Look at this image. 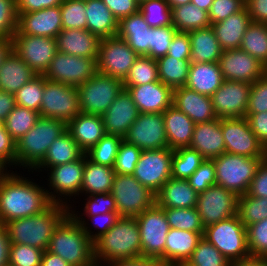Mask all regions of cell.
Returning <instances> with one entry per match:
<instances>
[{
	"mask_svg": "<svg viewBox=\"0 0 267 266\" xmlns=\"http://www.w3.org/2000/svg\"><path fill=\"white\" fill-rule=\"evenodd\" d=\"M44 190L24 177L7 172L0 178V224L39 214L52 202L63 204V200Z\"/></svg>",
	"mask_w": 267,
	"mask_h": 266,
	"instance_id": "6da1fadb",
	"label": "cell"
},
{
	"mask_svg": "<svg viewBox=\"0 0 267 266\" xmlns=\"http://www.w3.org/2000/svg\"><path fill=\"white\" fill-rule=\"evenodd\" d=\"M68 205L51 203L41 213L4 224L10 243L25 244L43 251L60 222L70 213Z\"/></svg>",
	"mask_w": 267,
	"mask_h": 266,
	"instance_id": "7a4b0ae2",
	"label": "cell"
},
{
	"mask_svg": "<svg viewBox=\"0 0 267 266\" xmlns=\"http://www.w3.org/2000/svg\"><path fill=\"white\" fill-rule=\"evenodd\" d=\"M93 246L97 264L101 260L111 262L142 257L141 236L136 218L120 217L114 226L93 242Z\"/></svg>",
	"mask_w": 267,
	"mask_h": 266,
	"instance_id": "3957f363",
	"label": "cell"
},
{
	"mask_svg": "<svg viewBox=\"0 0 267 266\" xmlns=\"http://www.w3.org/2000/svg\"><path fill=\"white\" fill-rule=\"evenodd\" d=\"M47 251L60 256L70 266H92L96 263L93 241L70 213L55 229Z\"/></svg>",
	"mask_w": 267,
	"mask_h": 266,
	"instance_id": "277c9868",
	"label": "cell"
},
{
	"mask_svg": "<svg viewBox=\"0 0 267 266\" xmlns=\"http://www.w3.org/2000/svg\"><path fill=\"white\" fill-rule=\"evenodd\" d=\"M66 129L67 124L63 120L40 116L37 123L15 142V164L35 168L44 159L53 141Z\"/></svg>",
	"mask_w": 267,
	"mask_h": 266,
	"instance_id": "5b68a950",
	"label": "cell"
},
{
	"mask_svg": "<svg viewBox=\"0 0 267 266\" xmlns=\"http://www.w3.org/2000/svg\"><path fill=\"white\" fill-rule=\"evenodd\" d=\"M263 159L265 158L223 153L212 159L215 165L216 184L238 197L245 195Z\"/></svg>",
	"mask_w": 267,
	"mask_h": 266,
	"instance_id": "8992f818",
	"label": "cell"
},
{
	"mask_svg": "<svg viewBox=\"0 0 267 266\" xmlns=\"http://www.w3.org/2000/svg\"><path fill=\"white\" fill-rule=\"evenodd\" d=\"M203 237L231 263L249 258L246 227L238 215L204 228Z\"/></svg>",
	"mask_w": 267,
	"mask_h": 266,
	"instance_id": "52a82bcc",
	"label": "cell"
},
{
	"mask_svg": "<svg viewBox=\"0 0 267 266\" xmlns=\"http://www.w3.org/2000/svg\"><path fill=\"white\" fill-rule=\"evenodd\" d=\"M111 194L120 217H134L156 203L155 194L133 175L115 173Z\"/></svg>",
	"mask_w": 267,
	"mask_h": 266,
	"instance_id": "ba28073f",
	"label": "cell"
},
{
	"mask_svg": "<svg viewBox=\"0 0 267 266\" xmlns=\"http://www.w3.org/2000/svg\"><path fill=\"white\" fill-rule=\"evenodd\" d=\"M123 88L120 79L95 73L77 87L81 113L102 116Z\"/></svg>",
	"mask_w": 267,
	"mask_h": 266,
	"instance_id": "9c48e42d",
	"label": "cell"
},
{
	"mask_svg": "<svg viewBox=\"0 0 267 266\" xmlns=\"http://www.w3.org/2000/svg\"><path fill=\"white\" fill-rule=\"evenodd\" d=\"M142 246V256L159 258L165 263V244L170 226L164 209L156 203L136 217Z\"/></svg>",
	"mask_w": 267,
	"mask_h": 266,
	"instance_id": "30bf717a",
	"label": "cell"
},
{
	"mask_svg": "<svg viewBox=\"0 0 267 266\" xmlns=\"http://www.w3.org/2000/svg\"><path fill=\"white\" fill-rule=\"evenodd\" d=\"M39 113L67 124L81 113L77 87L46 80Z\"/></svg>",
	"mask_w": 267,
	"mask_h": 266,
	"instance_id": "8fae6325",
	"label": "cell"
},
{
	"mask_svg": "<svg viewBox=\"0 0 267 266\" xmlns=\"http://www.w3.org/2000/svg\"><path fill=\"white\" fill-rule=\"evenodd\" d=\"M138 57L124 39L118 36L103 38L96 61L97 72L123 82Z\"/></svg>",
	"mask_w": 267,
	"mask_h": 266,
	"instance_id": "7c38bea8",
	"label": "cell"
},
{
	"mask_svg": "<svg viewBox=\"0 0 267 266\" xmlns=\"http://www.w3.org/2000/svg\"><path fill=\"white\" fill-rule=\"evenodd\" d=\"M95 73H97L95 59L68 55L57 51L43 76L48 81L78 87Z\"/></svg>",
	"mask_w": 267,
	"mask_h": 266,
	"instance_id": "4fadbf2b",
	"label": "cell"
},
{
	"mask_svg": "<svg viewBox=\"0 0 267 266\" xmlns=\"http://www.w3.org/2000/svg\"><path fill=\"white\" fill-rule=\"evenodd\" d=\"M173 153L174 150L169 147L158 150H143L132 175L156 195L172 177Z\"/></svg>",
	"mask_w": 267,
	"mask_h": 266,
	"instance_id": "5bb4252c",
	"label": "cell"
},
{
	"mask_svg": "<svg viewBox=\"0 0 267 266\" xmlns=\"http://www.w3.org/2000/svg\"><path fill=\"white\" fill-rule=\"evenodd\" d=\"M225 152L250 158H266V148L253 133L245 117L222 118Z\"/></svg>",
	"mask_w": 267,
	"mask_h": 266,
	"instance_id": "9a60e30c",
	"label": "cell"
},
{
	"mask_svg": "<svg viewBox=\"0 0 267 266\" xmlns=\"http://www.w3.org/2000/svg\"><path fill=\"white\" fill-rule=\"evenodd\" d=\"M12 50L37 74L43 75L57 53L56 38L14 33Z\"/></svg>",
	"mask_w": 267,
	"mask_h": 266,
	"instance_id": "2e32d148",
	"label": "cell"
},
{
	"mask_svg": "<svg viewBox=\"0 0 267 266\" xmlns=\"http://www.w3.org/2000/svg\"><path fill=\"white\" fill-rule=\"evenodd\" d=\"M238 196L220 185L198 193L196 209L204 227L237 215Z\"/></svg>",
	"mask_w": 267,
	"mask_h": 266,
	"instance_id": "e0dca14e",
	"label": "cell"
},
{
	"mask_svg": "<svg viewBox=\"0 0 267 266\" xmlns=\"http://www.w3.org/2000/svg\"><path fill=\"white\" fill-rule=\"evenodd\" d=\"M123 139L142 151L168 148L163 113H140Z\"/></svg>",
	"mask_w": 267,
	"mask_h": 266,
	"instance_id": "ac0fdd59",
	"label": "cell"
},
{
	"mask_svg": "<svg viewBox=\"0 0 267 266\" xmlns=\"http://www.w3.org/2000/svg\"><path fill=\"white\" fill-rule=\"evenodd\" d=\"M218 64L224 80L252 84L267 72L263 63L240 48L223 50Z\"/></svg>",
	"mask_w": 267,
	"mask_h": 266,
	"instance_id": "d6986e66",
	"label": "cell"
},
{
	"mask_svg": "<svg viewBox=\"0 0 267 266\" xmlns=\"http://www.w3.org/2000/svg\"><path fill=\"white\" fill-rule=\"evenodd\" d=\"M251 84L224 80L221 87L211 96L216 116L222 118L245 117Z\"/></svg>",
	"mask_w": 267,
	"mask_h": 266,
	"instance_id": "ffe728a7",
	"label": "cell"
},
{
	"mask_svg": "<svg viewBox=\"0 0 267 266\" xmlns=\"http://www.w3.org/2000/svg\"><path fill=\"white\" fill-rule=\"evenodd\" d=\"M18 22L15 33L56 38L62 30L60 5L30 13H17Z\"/></svg>",
	"mask_w": 267,
	"mask_h": 266,
	"instance_id": "44dd1931",
	"label": "cell"
},
{
	"mask_svg": "<svg viewBox=\"0 0 267 266\" xmlns=\"http://www.w3.org/2000/svg\"><path fill=\"white\" fill-rule=\"evenodd\" d=\"M139 115L140 111L134 104L130 93L123 88L101 116L106 134L118 135L123 138Z\"/></svg>",
	"mask_w": 267,
	"mask_h": 266,
	"instance_id": "7402d4cb",
	"label": "cell"
},
{
	"mask_svg": "<svg viewBox=\"0 0 267 266\" xmlns=\"http://www.w3.org/2000/svg\"><path fill=\"white\" fill-rule=\"evenodd\" d=\"M124 88L130 93L140 113H163L173 105V89L161 81Z\"/></svg>",
	"mask_w": 267,
	"mask_h": 266,
	"instance_id": "603a6c76",
	"label": "cell"
},
{
	"mask_svg": "<svg viewBox=\"0 0 267 266\" xmlns=\"http://www.w3.org/2000/svg\"><path fill=\"white\" fill-rule=\"evenodd\" d=\"M173 105L195 124L218 119L211 96L200 94L186 86L173 90Z\"/></svg>",
	"mask_w": 267,
	"mask_h": 266,
	"instance_id": "cb8c5ba5",
	"label": "cell"
},
{
	"mask_svg": "<svg viewBox=\"0 0 267 266\" xmlns=\"http://www.w3.org/2000/svg\"><path fill=\"white\" fill-rule=\"evenodd\" d=\"M57 50L68 55L97 61L101 38L83 29H62L57 37Z\"/></svg>",
	"mask_w": 267,
	"mask_h": 266,
	"instance_id": "d4e9b609",
	"label": "cell"
},
{
	"mask_svg": "<svg viewBox=\"0 0 267 266\" xmlns=\"http://www.w3.org/2000/svg\"><path fill=\"white\" fill-rule=\"evenodd\" d=\"M190 148L197 150L204 159L212 160L225 153L221 119L195 124Z\"/></svg>",
	"mask_w": 267,
	"mask_h": 266,
	"instance_id": "484cf974",
	"label": "cell"
},
{
	"mask_svg": "<svg viewBox=\"0 0 267 266\" xmlns=\"http://www.w3.org/2000/svg\"><path fill=\"white\" fill-rule=\"evenodd\" d=\"M252 23L249 11L245 6L241 11L226 19L211 24L222 50L239 49L243 36Z\"/></svg>",
	"mask_w": 267,
	"mask_h": 266,
	"instance_id": "4316f807",
	"label": "cell"
},
{
	"mask_svg": "<svg viewBox=\"0 0 267 266\" xmlns=\"http://www.w3.org/2000/svg\"><path fill=\"white\" fill-rule=\"evenodd\" d=\"M86 154L81 158L65 164H60L51 167L49 181L52 190L59 195L79 194L81 190L84 168H85Z\"/></svg>",
	"mask_w": 267,
	"mask_h": 266,
	"instance_id": "83f0119b",
	"label": "cell"
},
{
	"mask_svg": "<svg viewBox=\"0 0 267 266\" xmlns=\"http://www.w3.org/2000/svg\"><path fill=\"white\" fill-rule=\"evenodd\" d=\"M66 130L85 153L106 134L102 117L86 113L69 121Z\"/></svg>",
	"mask_w": 267,
	"mask_h": 266,
	"instance_id": "f1b7e54d",
	"label": "cell"
},
{
	"mask_svg": "<svg viewBox=\"0 0 267 266\" xmlns=\"http://www.w3.org/2000/svg\"><path fill=\"white\" fill-rule=\"evenodd\" d=\"M117 36L139 56L149 54L150 26L140 11L119 20Z\"/></svg>",
	"mask_w": 267,
	"mask_h": 266,
	"instance_id": "f546056e",
	"label": "cell"
},
{
	"mask_svg": "<svg viewBox=\"0 0 267 266\" xmlns=\"http://www.w3.org/2000/svg\"><path fill=\"white\" fill-rule=\"evenodd\" d=\"M156 204L161 208L196 207L198 193L187 179L170 178L155 195Z\"/></svg>",
	"mask_w": 267,
	"mask_h": 266,
	"instance_id": "4dcf8cb0",
	"label": "cell"
},
{
	"mask_svg": "<svg viewBox=\"0 0 267 266\" xmlns=\"http://www.w3.org/2000/svg\"><path fill=\"white\" fill-rule=\"evenodd\" d=\"M165 132L170 149L189 147L195 123L174 105L163 112Z\"/></svg>",
	"mask_w": 267,
	"mask_h": 266,
	"instance_id": "1f68e13d",
	"label": "cell"
},
{
	"mask_svg": "<svg viewBox=\"0 0 267 266\" xmlns=\"http://www.w3.org/2000/svg\"><path fill=\"white\" fill-rule=\"evenodd\" d=\"M37 74L13 50L0 66V90L15 94Z\"/></svg>",
	"mask_w": 267,
	"mask_h": 266,
	"instance_id": "d6a6232c",
	"label": "cell"
},
{
	"mask_svg": "<svg viewBox=\"0 0 267 266\" xmlns=\"http://www.w3.org/2000/svg\"><path fill=\"white\" fill-rule=\"evenodd\" d=\"M86 29L101 39L117 36L119 20L102 0H86Z\"/></svg>",
	"mask_w": 267,
	"mask_h": 266,
	"instance_id": "836d02e7",
	"label": "cell"
},
{
	"mask_svg": "<svg viewBox=\"0 0 267 266\" xmlns=\"http://www.w3.org/2000/svg\"><path fill=\"white\" fill-rule=\"evenodd\" d=\"M224 79L218 62L191 63L186 87L200 94L212 96Z\"/></svg>",
	"mask_w": 267,
	"mask_h": 266,
	"instance_id": "e575fe53",
	"label": "cell"
},
{
	"mask_svg": "<svg viewBox=\"0 0 267 266\" xmlns=\"http://www.w3.org/2000/svg\"><path fill=\"white\" fill-rule=\"evenodd\" d=\"M191 45V63L218 62L222 54L219 41L211 26L188 32Z\"/></svg>",
	"mask_w": 267,
	"mask_h": 266,
	"instance_id": "d590c367",
	"label": "cell"
},
{
	"mask_svg": "<svg viewBox=\"0 0 267 266\" xmlns=\"http://www.w3.org/2000/svg\"><path fill=\"white\" fill-rule=\"evenodd\" d=\"M201 238L202 236L196 232L170 228L165 244V264L172 266L187 261Z\"/></svg>",
	"mask_w": 267,
	"mask_h": 266,
	"instance_id": "8d00e7d4",
	"label": "cell"
},
{
	"mask_svg": "<svg viewBox=\"0 0 267 266\" xmlns=\"http://www.w3.org/2000/svg\"><path fill=\"white\" fill-rule=\"evenodd\" d=\"M85 152L66 130L56 138L47 150L44 159L35 167L51 168L60 164L70 163L81 158ZM44 166V167H43Z\"/></svg>",
	"mask_w": 267,
	"mask_h": 266,
	"instance_id": "74e56055",
	"label": "cell"
},
{
	"mask_svg": "<svg viewBox=\"0 0 267 266\" xmlns=\"http://www.w3.org/2000/svg\"><path fill=\"white\" fill-rule=\"evenodd\" d=\"M114 176L112 167L94 163L86 156L80 193H111Z\"/></svg>",
	"mask_w": 267,
	"mask_h": 266,
	"instance_id": "f35d334b",
	"label": "cell"
},
{
	"mask_svg": "<svg viewBox=\"0 0 267 266\" xmlns=\"http://www.w3.org/2000/svg\"><path fill=\"white\" fill-rule=\"evenodd\" d=\"M172 25L180 32H190L211 26L207 11L193 3L171 9Z\"/></svg>",
	"mask_w": 267,
	"mask_h": 266,
	"instance_id": "ab89813d",
	"label": "cell"
},
{
	"mask_svg": "<svg viewBox=\"0 0 267 266\" xmlns=\"http://www.w3.org/2000/svg\"><path fill=\"white\" fill-rule=\"evenodd\" d=\"M159 80L173 90L184 87L188 80L190 60H177L166 55L156 60Z\"/></svg>",
	"mask_w": 267,
	"mask_h": 266,
	"instance_id": "60d3db41",
	"label": "cell"
},
{
	"mask_svg": "<svg viewBox=\"0 0 267 266\" xmlns=\"http://www.w3.org/2000/svg\"><path fill=\"white\" fill-rule=\"evenodd\" d=\"M240 49L267 67V23L252 22L243 36Z\"/></svg>",
	"mask_w": 267,
	"mask_h": 266,
	"instance_id": "b9f144b4",
	"label": "cell"
},
{
	"mask_svg": "<svg viewBox=\"0 0 267 266\" xmlns=\"http://www.w3.org/2000/svg\"><path fill=\"white\" fill-rule=\"evenodd\" d=\"M39 117V112L16 105L4 120V128L17 142L37 123Z\"/></svg>",
	"mask_w": 267,
	"mask_h": 266,
	"instance_id": "7bdbcfd3",
	"label": "cell"
},
{
	"mask_svg": "<svg viewBox=\"0 0 267 266\" xmlns=\"http://www.w3.org/2000/svg\"><path fill=\"white\" fill-rule=\"evenodd\" d=\"M205 159L190 147L174 150L171 166V176L175 179H188Z\"/></svg>",
	"mask_w": 267,
	"mask_h": 266,
	"instance_id": "ee69618b",
	"label": "cell"
},
{
	"mask_svg": "<svg viewBox=\"0 0 267 266\" xmlns=\"http://www.w3.org/2000/svg\"><path fill=\"white\" fill-rule=\"evenodd\" d=\"M156 81H160L156 60L148 56H139L124 79L123 86H140Z\"/></svg>",
	"mask_w": 267,
	"mask_h": 266,
	"instance_id": "f6af8a7d",
	"label": "cell"
},
{
	"mask_svg": "<svg viewBox=\"0 0 267 266\" xmlns=\"http://www.w3.org/2000/svg\"><path fill=\"white\" fill-rule=\"evenodd\" d=\"M163 209L170 228L196 232L203 237L205 227L202 224L201 217L196 207Z\"/></svg>",
	"mask_w": 267,
	"mask_h": 266,
	"instance_id": "bcb514c9",
	"label": "cell"
},
{
	"mask_svg": "<svg viewBox=\"0 0 267 266\" xmlns=\"http://www.w3.org/2000/svg\"><path fill=\"white\" fill-rule=\"evenodd\" d=\"M122 140L121 136L105 134L85 154L92 162L113 168Z\"/></svg>",
	"mask_w": 267,
	"mask_h": 266,
	"instance_id": "7dc6e473",
	"label": "cell"
},
{
	"mask_svg": "<svg viewBox=\"0 0 267 266\" xmlns=\"http://www.w3.org/2000/svg\"><path fill=\"white\" fill-rule=\"evenodd\" d=\"M237 215L245 227L262 221L267 218V198L239 196Z\"/></svg>",
	"mask_w": 267,
	"mask_h": 266,
	"instance_id": "c3c4849f",
	"label": "cell"
},
{
	"mask_svg": "<svg viewBox=\"0 0 267 266\" xmlns=\"http://www.w3.org/2000/svg\"><path fill=\"white\" fill-rule=\"evenodd\" d=\"M46 78L37 75L22 86L15 94L16 105L40 112Z\"/></svg>",
	"mask_w": 267,
	"mask_h": 266,
	"instance_id": "681fc988",
	"label": "cell"
},
{
	"mask_svg": "<svg viewBox=\"0 0 267 266\" xmlns=\"http://www.w3.org/2000/svg\"><path fill=\"white\" fill-rule=\"evenodd\" d=\"M187 262L193 266H231V262L204 237L198 241Z\"/></svg>",
	"mask_w": 267,
	"mask_h": 266,
	"instance_id": "f907efd6",
	"label": "cell"
},
{
	"mask_svg": "<svg viewBox=\"0 0 267 266\" xmlns=\"http://www.w3.org/2000/svg\"><path fill=\"white\" fill-rule=\"evenodd\" d=\"M139 11L151 28L172 25L171 9L166 0H143Z\"/></svg>",
	"mask_w": 267,
	"mask_h": 266,
	"instance_id": "816d5d0a",
	"label": "cell"
},
{
	"mask_svg": "<svg viewBox=\"0 0 267 266\" xmlns=\"http://www.w3.org/2000/svg\"><path fill=\"white\" fill-rule=\"evenodd\" d=\"M62 29L86 30L85 0H62Z\"/></svg>",
	"mask_w": 267,
	"mask_h": 266,
	"instance_id": "f5cc1de1",
	"label": "cell"
},
{
	"mask_svg": "<svg viewBox=\"0 0 267 266\" xmlns=\"http://www.w3.org/2000/svg\"><path fill=\"white\" fill-rule=\"evenodd\" d=\"M177 29L173 26L150 27V44L148 57L157 60L160 57L166 56Z\"/></svg>",
	"mask_w": 267,
	"mask_h": 266,
	"instance_id": "db71d44e",
	"label": "cell"
},
{
	"mask_svg": "<svg viewBox=\"0 0 267 266\" xmlns=\"http://www.w3.org/2000/svg\"><path fill=\"white\" fill-rule=\"evenodd\" d=\"M44 251L29 245L11 243L9 266H40Z\"/></svg>",
	"mask_w": 267,
	"mask_h": 266,
	"instance_id": "11a10c76",
	"label": "cell"
},
{
	"mask_svg": "<svg viewBox=\"0 0 267 266\" xmlns=\"http://www.w3.org/2000/svg\"><path fill=\"white\" fill-rule=\"evenodd\" d=\"M247 244L251 257L267 256V218L246 226Z\"/></svg>",
	"mask_w": 267,
	"mask_h": 266,
	"instance_id": "9f6ffc18",
	"label": "cell"
},
{
	"mask_svg": "<svg viewBox=\"0 0 267 266\" xmlns=\"http://www.w3.org/2000/svg\"><path fill=\"white\" fill-rule=\"evenodd\" d=\"M142 150L137 146L122 140L116 156L113 169L121 175H132L139 161Z\"/></svg>",
	"mask_w": 267,
	"mask_h": 266,
	"instance_id": "6f0895ef",
	"label": "cell"
},
{
	"mask_svg": "<svg viewBox=\"0 0 267 266\" xmlns=\"http://www.w3.org/2000/svg\"><path fill=\"white\" fill-rule=\"evenodd\" d=\"M261 112H267V72L251 84L246 114Z\"/></svg>",
	"mask_w": 267,
	"mask_h": 266,
	"instance_id": "680465c9",
	"label": "cell"
},
{
	"mask_svg": "<svg viewBox=\"0 0 267 266\" xmlns=\"http://www.w3.org/2000/svg\"><path fill=\"white\" fill-rule=\"evenodd\" d=\"M189 185L197 192L216 185L215 165L213 160L205 159L199 168L187 179Z\"/></svg>",
	"mask_w": 267,
	"mask_h": 266,
	"instance_id": "91938a15",
	"label": "cell"
},
{
	"mask_svg": "<svg viewBox=\"0 0 267 266\" xmlns=\"http://www.w3.org/2000/svg\"><path fill=\"white\" fill-rule=\"evenodd\" d=\"M17 22L16 0H0V38L12 39Z\"/></svg>",
	"mask_w": 267,
	"mask_h": 266,
	"instance_id": "94428289",
	"label": "cell"
},
{
	"mask_svg": "<svg viewBox=\"0 0 267 266\" xmlns=\"http://www.w3.org/2000/svg\"><path fill=\"white\" fill-rule=\"evenodd\" d=\"M244 7L245 0H213L208 11L210 23L220 22Z\"/></svg>",
	"mask_w": 267,
	"mask_h": 266,
	"instance_id": "6125c7cd",
	"label": "cell"
},
{
	"mask_svg": "<svg viewBox=\"0 0 267 266\" xmlns=\"http://www.w3.org/2000/svg\"><path fill=\"white\" fill-rule=\"evenodd\" d=\"M89 196L84 207L85 215L95 216L107 212H117L115 199L111 193H97Z\"/></svg>",
	"mask_w": 267,
	"mask_h": 266,
	"instance_id": "be15d7a7",
	"label": "cell"
},
{
	"mask_svg": "<svg viewBox=\"0 0 267 266\" xmlns=\"http://www.w3.org/2000/svg\"><path fill=\"white\" fill-rule=\"evenodd\" d=\"M70 214L77 220L78 223H80V225L82 226V228L85 231V233L87 234V236L93 242L98 237L105 234L112 226H114L117 223V220L120 218V215L118 212H107V213L98 214L95 216H88V217H91V219H93V222H95L94 225H96V227H100L98 233L92 234V233H90L91 231H89L88 227L86 226V223H84L85 222L84 220L83 221H82V219L80 220V217L78 218V216L74 213L73 214L70 213Z\"/></svg>",
	"mask_w": 267,
	"mask_h": 266,
	"instance_id": "e7e4bbea",
	"label": "cell"
},
{
	"mask_svg": "<svg viewBox=\"0 0 267 266\" xmlns=\"http://www.w3.org/2000/svg\"><path fill=\"white\" fill-rule=\"evenodd\" d=\"M191 45L188 32L177 31L171 43L167 55L177 60H190Z\"/></svg>",
	"mask_w": 267,
	"mask_h": 266,
	"instance_id": "03108f58",
	"label": "cell"
},
{
	"mask_svg": "<svg viewBox=\"0 0 267 266\" xmlns=\"http://www.w3.org/2000/svg\"><path fill=\"white\" fill-rule=\"evenodd\" d=\"M248 196L267 198V159L260 163L246 193Z\"/></svg>",
	"mask_w": 267,
	"mask_h": 266,
	"instance_id": "003e7915",
	"label": "cell"
},
{
	"mask_svg": "<svg viewBox=\"0 0 267 266\" xmlns=\"http://www.w3.org/2000/svg\"><path fill=\"white\" fill-rule=\"evenodd\" d=\"M16 143L0 122V161L6 166L15 165ZM10 163V164H9Z\"/></svg>",
	"mask_w": 267,
	"mask_h": 266,
	"instance_id": "a7ac6f4b",
	"label": "cell"
},
{
	"mask_svg": "<svg viewBox=\"0 0 267 266\" xmlns=\"http://www.w3.org/2000/svg\"><path fill=\"white\" fill-rule=\"evenodd\" d=\"M118 19L130 16L139 11L140 2L138 0H102Z\"/></svg>",
	"mask_w": 267,
	"mask_h": 266,
	"instance_id": "89a4df30",
	"label": "cell"
},
{
	"mask_svg": "<svg viewBox=\"0 0 267 266\" xmlns=\"http://www.w3.org/2000/svg\"><path fill=\"white\" fill-rule=\"evenodd\" d=\"M251 130L260 140V142L267 147V112L257 114H246Z\"/></svg>",
	"mask_w": 267,
	"mask_h": 266,
	"instance_id": "2644e50d",
	"label": "cell"
},
{
	"mask_svg": "<svg viewBox=\"0 0 267 266\" xmlns=\"http://www.w3.org/2000/svg\"><path fill=\"white\" fill-rule=\"evenodd\" d=\"M62 3V0H16L17 13H30L45 8L55 7Z\"/></svg>",
	"mask_w": 267,
	"mask_h": 266,
	"instance_id": "8c879c8a",
	"label": "cell"
},
{
	"mask_svg": "<svg viewBox=\"0 0 267 266\" xmlns=\"http://www.w3.org/2000/svg\"><path fill=\"white\" fill-rule=\"evenodd\" d=\"M252 22L267 23V0H245Z\"/></svg>",
	"mask_w": 267,
	"mask_h": 266,
	"instance_id": "753ad0ef",
	"label": "cell"
},
{
	"mask_svg": "<svg viewBox=\"0 0 267 266\" xmlns=\"http://www.w3.org/2000/svg\"><path fill=\"white\" fill-rule=\"evenodd\" d=\"M110 266H167L159 258L137 257L132 259H117L108 262Z\"/></svg>",
	"mask_w": 267,
	"mask_h": 266,
	"instance_id": "34e18365",
	"label": "cell"
},
{
	"mask_svg": "<svg viewBox=\"0 0 267 266\" xmlns=\"http://www.w3.org/2000/svg\"><path fill=\"white\" fill-rule=\"evenodd\" d=\"M15 106L14 94L0 90V122H4Z\"/></svg>",
	"mask_w": 267,
	"mask_h": 266,
	"instance_id": "11e5206c",
	"label": "cell"
},
{
	"mask_svg": "<svg viewBox=\"0 0 267 266\" xmlns=\"http://www.w3.org/2000/svg\"><path fill=\"white\" fill-rule=\"evenodd\" d=\"M10 244L7 230L0 224V266L8 265Z\"/></svg>",
	"mask_w": 267,
	"mask_h": 266,
	"instance_id": "2a66077c",
	"label": "cell"
},
{
	"mask_svg": "<svg viewBox=\"0 0 267 266\" xmlns=\"http://www.w3.org/2000/svg\"><path fill=\"white\" fill-rule=\"evenodd\" d=\"M40 266H70L60 256L54 255L49 251H44Z\"/></svg>",
	"mask_w": 267,
	"mask_h": 266,
	"instance_id": "b9fcfbb0",
	"label": "cell"
},
{
	"mask_svg": "<svg viewBox=\"0 0 267 266\" xmlns=\"http://www.w3.org/2000/svg\"><path fill=\"white\" fill-rule=\"evenodd\" d=\"M231 266H267L266 257H249L240 261L231 263Z\"/></svg>",
	"mask_w": 267,
	"mask_h": 266,
	"instance_id": "09005b40",
	"label": "cell"
},
{
	"mask_svg": "<svg viewBox=\"0 0 267 266\" xmlns=\"http://www.w3.org/2000/svg\"><path fill=\"white\" fill-rule=\"evenodd\" d=\"M11 51H12V39L0 38V66Z\"/></svg>",
	"mask_w": 267,
	"mask_h": 266,
	"instance_id": "979ff035",
	"label": "cell"
},
{
	"mask_svg": "<svg viewBox=\"0 0 267 266\" xmlns=\"http://www.w3.org/2000/svg\"><path fill=\"white\" fill-rule=\"evenodd\" d=\"M191 3L208 12L213 0H191Z\"/></svg>",
	"mask_w": 267,
	"mask_h": 266,
	"instance_id": "deb4b68c",
	"label": "cell"
},
{
	"mask_svg": "<svg viewBox=\"0 0 267 266\" xmlns=\"http://www.w3.org/2000/svg\"><path fill=\"white\" fill-rule=\"evenodd\" d=\"M170 9L176 7V6H182L184 4L190 3L191 0H166Z\"/></svg>",
	"mask_w": 267,
	"mask_h": 266,
	"instance_id": "67dfc351",
	"label": "cell"
},
{
	"mask_svg": "<svg viewBox=\"0 0 267 266\" xmlns=\"http://www.w3.org/2000/svg\"><path fill=\"white\" fill-rule=\"evenodd\" d=\"M5 167H7V166H5V165L0 161V178L6 174V172L4 171V170H5ZM3 172H4V173H3Z\"/></svg>",
	"mask_w": 267,
	"mask_h": 266,
	"instance_id": "b62a3aed",
	"label": "cell"
},
{
	"mask_svg": "<svg viewBox=\"0 0 267 266\" xmlns=\"http://www.w3.org/2000/svg\"><path fill=\"white\" fill-rule=\"evenodd\" d=\"M172 266H193V265H191L187 261H182V262L175 263Z\"/></svg>",
	"mask_w": 267,
	"mask_h": 266,
	"instance_id": "603ad722",
	"label": "cell"
}]
</instances>
